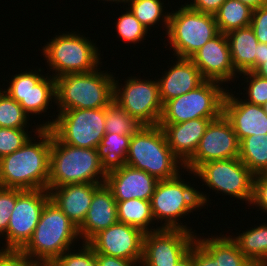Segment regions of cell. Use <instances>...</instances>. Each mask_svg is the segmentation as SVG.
Returning a JSON list of instances; mask_svg holds the SVG:
<instances>
[{
  "label": "cell",
  "mask_w": 267,
  "mask_h": 266,
  "mask_svg": "<svg viewBox=\"0 0 267 266\" xmlns=\"http://www.w3.org/2000/svg\"><path fill=\"white\" fill-rule=\"evenodd\" d=\"M36 135L38 140L31 136L21 148L0 159V186L48 190L52 131L40 128Z\"/></svg>",
  "instance_id": "6da1fadb"
},
{
  "label": "cell",
  "mask_w": 267,
  "mask_h": 266,
  "mask_svg": "<svg viewBox=\"0 0 267 266\" xmlns=\"http://www.w3.org/2000/svg\"><path fill=\"white\" fill-rule=\"evenodd\" d=\"M79 238L77 226L49 200L32 238L19 253L42 266H49L64 252L74 248L73 244Z\"/></svg>",
  "instance_id": "7a4b0ae2"
},
{
  "label": "cell",
  "mask_w": 267,
  "mask_h": 266,
  "mask_svg": "<svg viewBox=\"0 0 267 266\" xmlns=\"http://www.w3.org/2000/svg\"><path fill=\"white\" fill-rule=\"evenodd\" d=\"M183 173L171 179L159 180L151 198V212L154 221H160L159 228L182 229L193 232L180 219L197 209L208 208L209 195L199 192L194 184L182 179ZM180 221V223H179ZM164 222V223H163ZM163 223V224H162Z\"/></svg>",
  "instance_id": "3957f363"
},
{
  "label": "cell",
  "mask_w": 267,
  "mask_h": 266,
  "mask_svg": "<svg viewBox=\"0 0 267 266\" xmlns=\"http://www.w3.org/2000/svg\"><path fill=\"white\" fill-rule=\"evenodd\" d=\"M99 69L55 78L57 111L107 107L113 101L116 77Z\"/></svg>",
  "instance_id": "277c9868"
},
{
  "label": "cell",
  "mask_w": 267,
  "mask_h": 266,
  "mask_svg": "<svg viewBox=\"0 0 267 266\" xmlns=\"http://www.w3.org/2000/svg\"><path fill=\"white\" fill-rule=\"evenodd\" d=\"M125 164L143 170L158 180L171 179L184 168L183 163L168 146L159 125L141 126L130 139ZM182 167V168H180Z\"/></svg>",
  "instance_id": "5b68a950"
},
{
  "label": "cell",
  "mask_w": 267,
  "mask_h": 266,
  "mask_svg": "<svg viewBox=\"0 0 267 266\" xmlns=\"http://www.w3.org/2000/svg\"><path fill=\"white\" fill-rule=\"evenodd\" d=\"M106 175L97 149L61 143L52 133L48 187L77 183L105 184Z\"/></svg>",
  "instance_id": "8992f818"
},
{
  "label": "cell",
  "mask_w": 267,
  "mask_h": 266,
  "mask_svg": "<svg viewBox=\"0 0 267 266\" xmlns=\"http://www.w3.org/2000/svg\"><path fill=\"white\" fill-rule=\"evenodd\" d=\"M52 38L42 47V54L54 78L92 72L102 64L100 49L89 37L72 31Z\"/></svg>",
  "instance_id": "52a82bcc"
},
{
  "label": "cell",
  "mask_w": 267,
  "mask_h": 266,
  "mask_svg": "<svg viewBox=\"0 0 267 266\" xmlns=\"http://www.w3.org/2000/svg\"><path fill=\"white\" fill-rule=\"evenodd\" d=\"M219 33L213 14L192 10L185 4L170 12L166 35L174 57L190 58Z\"/></svg>",
  "instance_id": "ba28073f"
},
{
  "label": "cell",
  "mask_w": 267,
  "mask_h": 266,
  "mask_svg": "<svg viewBox=\"0 0 267 266\" xmlns=\"http://www.w3.org/2000/svg\"><path fill=\"white\" fill-rule=\"evenodd\" d=\"M38 126L49 128L61 143L96 149L105 135V107L58 111L56 118Z\"/></svg>",
  "instance_id": "9c48e42d"
},
{
  "label": "cell",
  "mask_w": 267,
  "mask_h": 266,
  "mask_svg": "<svg viewBox=\"0 0 267 266\" xmlns=\"http://www.w3.org/2000/svg\"><path fill=\"white\" fill-rule=\"evenodd\" d=\"M222 85L219 82L205 80L188 93L166 101L159 124L220 117L223 114V102L227 92V88Z\"/></svg>",
  "instance_id": "30bf717a"
},
{
  "label": "cell",
  "mask_w": 267,
  "mask_h": 266,
  "mask_svg": "<svg viewBox=\"0 0 267 266\" xmlns=\"http://www.w3.org/2000/svg\"><path fill=\"white\" fill-rule=\"evenodd\" d=\"M200 178L209 189L250 204L254 174L239 158L210 161L201 164L194 172L185 170Z\"/></svg>",
  "instance_id": "8fae6325"
},
{
  "label": "cell",
  "mask_w": 267,
  "mask_h": 266,
  "mask_svg": "<svg viewBox=\"0 0 267 266\" xmlns=\"http://www.w3.org/2000/svg\"><path fill=\"white\" fill-rule=\"evenodd\" d=\"M119 84V80L114 79L113 100L142 126L158 125L163 104L157 79L144 80L131 75L123 86Z\"/></svg>",
  "instance_id": "7c38bea8"
},
{
  "label": "cell",
  "mask_w": 267,
  "mask_h": 266,
  "mask_svg": "<svg viewBox=\"0 0 267 266\" xmlns=\"http://www.w3.org/2000/svg\"><path fill=\"white\" fill-rule=\"evenodd\" d=\"M49 200L45 189L24 190L17 197L0 252H19L28 243Z\"/></svg>",
  "instance_id": "4fadbf2b"
},
{
  "label": "cell",
  "mask_w": 267,
  "mask_h": 266,
  "mask_svg": "<svg viewBox=\"0 0 267 266\" xmlns=\"http://www.w3.org/2000/svg\"><path fill=\"white\" fill-rule=\"evenodd\" d=\"M41 71L39 68L12 75L8 88L3 90L21 105L28 116L48 112V106L56 101L55 78L49 73L44 76Z\"/></svg>",
  "instance_id": "5bb4252c"
},
{
  "label": "cell",
  "mask_w": 267,
  "mask_h": 266,
  "mask_svg": "<svg viewBox=\"0 0 267 266\" xmlns=\"http://www.w3.org/2000/svg\"><path fill=\"white\" fill-rule=\"evenodd\" d=\"M194 232L159 228L145 233L140 266H175L196 241Z\"/></svg>",
  "instance_id": "9a60e30c"
},
{
  "label": "cell",
  "mask_w": 267,
  "mask_h": 266,
  "mask_svg": "<svg viewBox=\"0 0 267 266\" xmlns=\"http://www.w3.org/2000/svg\"><path fill=\"white\" fill-rule=\"evenodd\" d=\"M240 141L230 121L222 114L211 120L194 155L184 169L194 172L201 164L210 161L239 158Z\"/></svg>",
  "instance_id": "2e32d148"
},
{
  "label": "cell",
  "mask_w": 267,
  "mask_h": 266,
  "mask_svg": "<svg viewBox=\"0 0 267 266\" xmlns=\"http://www.w3.org/2000/svg\"><path fill=\"white\" fill-rule=\"evenodd\" d=\"M145 233L134 226L117 222L95 234L87 243L95 253L137 261L143 257Z\"/></svg>",
  "instance_id": "e0dca14e"
},
{
  "label": "cell",
  "mask_w": 267,
  "mask_h": 266,
  "mask_svg": "<svg viewBox=\"0 0 267 266\" xmlns=\"http://www.w3.org/2000/svg\"><path fill=\"white\" fill-rule=\"evenodd\" d=\"M190 59L199 68L205 80L227 84L230 81L233 82L236 77L239 78L231 61L226 34L219 33L196 51Z\"/></svg>",
  "instance_id": "ac0fdd59"
},
{
  "label": "cell",
  "mask_w": 267,
  "mask_h": 266,
  "mask_svg": "<svg viewBox=\"0 0 267 266\" xmlns=\"http://www.w3.org/2000/svg\"><path fill=\"white\" fill-rule=\"evenodd\" d=\"M158 181L153 175L125 164L106 175L105 185L116 202L131 199L151 201Z\"/></svg>",
  "instance_id": "d6986e66"
},
{
  "label": "cell",
  "mask_w": 267,
  "mask_h": 266,
  "mask_svg": "<svg viewBox=\"0 0 267 266\" xmlns=\"http://www.w3.org/2000/svg\"><path fill=\"white\" fill-rule=\"evenodd\" d=\"M230 90L224 98L223 114L230 121L239 141L254 134H267V114L262 106L250 104L240 96L237 98Z\"/></svg>",
  "instance_id": "ffe728a7"
},
{
  "label": "cell",
  "mask_w": 267,
  "mask_h": 266,
  "mask_svg": "<svg viewBox=\"0 0 267 266\" xmlns=\"http://www.w3.org/2000/svg\"><path fill=\"white\" fill-rule=\"evenodd\" d=\"M102 184L77 183L48 187L50 200L79 228L90 208L94 192Z\"/></svg>",
  "instance_id": "44dd1931"
},
{
  "label": "cell",
  "mask_w": 267,
  "mask_h": 266,
  "mask_svg": "<svg viewBox=\"0 0 267 266\" xmlns=\"http://www.w3.org/2000/svg\"><path fill=\"white\" fill-rule=\"evenodd\" d=\"M174 62L157 80L162 104L188 93L205 81L199 68L190 58L176 57Z\"/></svg>",
  "instance_id": "7402d4cb"
},
{
  "label": "cell",
  "mask_w": 267,
  "mask_h": 266,
  "mask_svg": "<svg viewBox=\"0 0 267 266\" xmlns=\"http://www.w3.org/2000/svg\"><path fill=\"white\" fill-rule=\"evenodd\" d=\"M198 118L176 124H158L164 131L168 146L183 165L194 155L199 141L211 120Z\"/></svg>",
  "instance_id": "603a6c76"
},
{
  "label": "cell",
  "mask_w": 267,
  "mask_h": 266,
  "mask_svg": "<svg viewBox=\"0 0 267 266\" xmlns=\"http://www.w3.org/2000/svg\"><path fill=\"white\" fill-rule=\"evenodd\" d=\"M118 222L117 202L111 190L102 184L95 192L83 224L78 228L80 239L88 242L95 234Z\"/></svg>",
  "instance_id": "cb8c5ba5"
},
{
  "label": "cell",
  "mask_w": 267,
  "mask_h": 266,
  "mask_svg": "<svg viewBox=\"0 0 267 266\" xmlns=\"http://www.w3.org/2000/svg\"><path fill=\"white\" fill-rule=\"evenodd\" d=\"M231 61L238 74L255 71L258 43L252 27L246 26L226 34Z\"/></svg>",
  "instance_id": "d4e9b609"
},
{
  "label": "cell",
  "mask_w": 267,
  "mask_h": 266,
  "mask_svg": "<svg viewBox=\"0 0 267 266\" xmlns=\"http://www.w3.org/2000/svg\"><path fill=\"white\" fill-rule=\"evenodd\" d=\"M196 240L220 262L221 266H255L242 254L230 235H222L220 233L219 236L213 235L209 237L208 235V238L197 235Z\"/></svg>",
  "instance_id": "484cf974"
},
{
  "label": "cell",
  "mask_w": 267,
  "mask_h": 266,
  "mask_svg": "<svg viewBox=\"0 0 267 266\" xmlns=\"http://www.w3.org/2000/svg\"><path fill=\"white\" fill-rule=\"evenodd\" d=\"M132 134H105L97 146V153L106 174L125 165Z\"/></svg>",
  "instance_id": "4316f807"
},
{
  "label": "cell",
  "mask_w": 267,
  "mask_h": 266,
  "mask_svg": "<svg viewBox=\"0 0 267 266\" xmlns=\"http://www.w3.org/2000/svg\"><path fill=\"white\" fill-rule=\"evenodd\" d=\"M231 238L238 245L239 250L255 266H267V223L246 229ZM236 236V237H235Z\"/></svg>",
  "instance_id": "83f0119b"
},
{
  "label": "cell",
  "mask_w": 267,
  "mask_h": 266,
  "mask_svg": "<svg viewBox=\"0 0 267 266\" xmlns=\"http://www.w3.org/2000/svg\"><path fill=\"white\" fill-rule=\"evenodd\" d=\"M117 214L118 222L137 227L144 233L159 229L157 225V228L153 229L150 226L155 224L151 212V201L131 199L117 202Z\"/></svg>",
  "instance_id": "f1b7e54d"
},
{
  "label": "cell",
  "mask_w": 267,
  "mask_h": 266,
  "mask_svg": "<svg viewBox=\"0 0 267 266\" xmlns=\"http://www.w3.org/2000/svg\"><path fill=\"white\" fill-rule=\"evenodd\" d=\"M239 159L254 175L267 173V134L243 138Z\"/></svg>",
  "instance_id": "f546056e"
},
{
  "label": "cell",
  "mask_w": 267,
  "mask_h": 266,
  "mask_svg": "<svg viewBox=\"0 0 267 266\" xmlns=\"http://www.w3.org/2000/svg\"><path fill=\"white\" fill-rule=\"evenodd\" d=\"M252 11L248 5L238 0H226L214 14L219 32L228 34L233 30L249 26Z\"/></svg>",
  "instance_id": "4dcf8cb0"
},
{
  "label": "cell",
  "mask_w": 267,
  "mask_h": 266,
  "mask_svg": "<svg viewBox=\"0 0 267 266\" xmlns=\"http://www.w3.org/2000/svg\"><path fill=\"white\" fill-rule=\"evenodd\" d=\"M163 4L164 2L161 0H129L128 9L149 31L151 27L158 25L162 21L165 24L162 25L164 26L162 28H165L166 30L164 29V31L167 32L170 12L166 11V13L164 11L166 7Z\"/></svg>",
  "instance_id": "1f68e13d"
},
{
  "label": "cell",
  "mask_w": 267,
  "mask_h": 266,
  "mask_svg": "<svg viewBox=\"0 0 267 266\" xmlns=\"http://www.w3.org/2000/svg\"><path fill=\"white\" fill-rule=\"evenodd\" d=\"M141 126L116 101L105 107V134H134Z\"/></svg>",
  "instance_id": "d6a6232c"
},
{
  "label": "cell",
  "mask_w": 267,
  "mask_h": 266,
  "mask_svg": "<svg viewBox=\"0 0 267 266\" xmlns=\"http://www.w3.org/2000/svg\"><path fill=\"white\" fill-rule=\"evenodd\" d=\"M29 120L21 105L0 88V127L28 129Z\"/></svg>",
  "instance_id": "836d02e7"
},
{
  "label": "cell",
  "mask_w": 267,
  "mask_h": 266,
  "mask_svg": "<svg viewBox=\"0 0 267 266\" xmlns=\"http://www.w3.org/2000/svg\"><path fill=\"white\" fill-rule=\"evenodd\" d=\"M126 12L119 15L116 24V32L122 39V42H128L137 44L146 40V35L148 34V29L144 27L139 20L132 14V12L126 7Z\"/></svg>",
  "instance_id": "e575fe53"
},
{
  "label": "cell",
  "mask_w": 267,
  "mask_h": 266,
  "mask_svg": "<svg viewBox=\"0 0 267 266\" xmlns=\"http://www.w3.org/2000/svg\"><path fill=\"white\" fill-rule=\"evenodd\" d=\"M39 129L38 124L35 130L29 132L28 129L0 127V159L21 148L31 138L29 133L34 132L35 135Z\"/></svg>",
  "instance_id": "d590c367"
},
{
  "label": "cell",
  "mask_w": 267,
  "mask_h": 266,
  "mask_svg": "<svg viewBox=\"0 0 267 266\" xmlns=\"http://www.w3.org/2000/svg\"><path fill=\"white\" fill-rule=\"evenodd\" d=\"M81 245L82 247L80 246L81 249L78 248V251L67 250L49 266H98L93 248L87 242H83Z\"/></svg>",
  "instance_id": "8d00e7d4"
},
{
  "label": "cell",
  "mask_w": 267,
  "mask_h": 266,
  "mask_svg": "<svg viewBox=\"0 0 267 266\" xmlns=\"http://www.w3.org/2000/svg\"><path fill=\"white\" fill-rule=\"evenodd\" d=\"M239 75L245 79L241 85L247 84L245 88L243 87L246 91V99H243L244 101L260 106L267 102V78L261 77L253 71H247Z\"/></svg>",
  "instance_id": "74e56055"
},
{
  "label": "cell",
  "mask_w": 267,
  "mask_h": 266,
  "mask_svg": "<svg viewBox=\"0 0 267 266\" xmlns=\"http://www.w3.org/2000/svg\"><path fill=\"white\" fill-rule=\"evenodd\" d=\"M24 190L0 186V237L7 232L11 212L13 211L17 197Z\"/></svg>",
  "instance_id": "f35d334b"
},
{
  "label": "cell",
  "mask_w": 267,
  "mask_h": 266,
  "mask_svg": "<svg viewBox=\"0 0 267 266\" xmlns=\"http://www.w3.org/2000/svg\"><path fill=\"white\" fill-rule=\"evenodd\" d=\"M255 205L261 212L267 213V173L254 175L252 199L249 204Z\"/></svg>",
  "instance_id": "ab89813d"
},
{
  "label": "cell",
  "mask_w": 267,
  "mask_h": 266,
  "mask_svg": "<svg viewBox=\"0 0 267 266\" xmlns=\"http://www.w3.org/2000/svg\"><path fill=\"white\" fill-rule=\"evenodd\" d=\"M257 40L267 44V5L261 6L252 11L250 22Z\"/></svg>",
  "instance_id": "60d3db41"
},
{
  "label": "cell",
  "mask_w": 267,
  "mask_h": 266,
  "mask_svg": "<svg viewBox=\"0 0 267 266\" xmlns=\"http://www.w3.org/2000/svg\"><path fill=\"white\" fill-rule=\"evenodd\" d=\"M193 265L194 266H221L197 240L193 244Z\"/></svg>",
  "instance_id": "b9f144b4"
},
{
  "label": "cell",
  "mask_w": 267,
  "mask_h": 266,
  "mask_svg": "<svg viewBox=\"0 0 267 266\" xmlns=\"http://www.w3.org/2000/svg\"><path fill=\"white\" fill-rule=\"evenodd\" d=\"M0 266H42L19 252H0Z\"/></svg>",
  "instance_id": "7bdbcfd3"
},
{
  "label": "cell",
  "mask_w": 267,
  "mask_h": 266,
  "mask_svg": "<svg viewBox=\"0 0 267 266\" xmlns=\"http://www.w3.org/2000/svg\"><path fill=\"white\" fill-rule=\"evenodd\" d=\"M225 1L226 0H191L190 4L189 2H185L184 4L192 10L214 15Z\"/></svg>",
  "instance_id": "ee69618b"
},
{
  "label": "cell",
  "mask_w": 267,
  "mask_h": 266,
  "mask_svg": "<svg viewBox=\"0 0 267 266\" xmlns=\"http://www.w3.org/2000/svg\"><path fill=\"white\" fill-rule=\"evenodd\" d=\"M98 266H140L137 261L126 260L123 258L108 256L105 254L96 253Z\"/></svg>",
  "instance_id": "f6af8a7d"
},
{
  "label": "cell",
  "mask_w": 267,
  "mask_h": 266,
  "mask_svg": "<svg viewBox=\"0 0 267 266\" xmlns=\"http://www.w3.org/2000/svg\"><path fill=\"white\" fill-rule=\"evenodd\" d=\"M267 59V44L258 43L257 58L255 61V70L261 65V60Z\"/></svg>",
  "instance_id": "bcb514c9"
},
{
  "label": "cell",
  "mask_w": 267,
  "mask_h": 266,
  "mask_svg": "<svg viewBox=\"0 0 267 266\" xmlns=\"http://www.w3.org/2000/svg\"><path fill=\"white\" fill-rule=\"evenodd\" d=\"M175 266H194L193 265V245L189 252Z\"/></svg>",
  "instance_id": "7dc6e473"
},
{
  "label": "cell",
  "mask_w": 267,
  "mask_h": 266,
  "mask_svg": "<svg viewBox=\"0 0 267 266\" xmlns=\"http://www.w3.org/2000/svg\"><path fill=\"white\" fill-rule=\"evenodd\" d=\"M245 5H248L251 9H257L261 6L267 5V0H238Z\"/></svg>",
  "instance_id": "c3c4849f"
},
{
  "label": "cell",
  "mask_w": 267,
  "mask_h": 266,
  "mask_svg": "<svg viewBox=\"0 0 267 266\" xmlns=\"http://www.w3.org/2000/svg\"><path fill=\"white\" fill-rule=\"evenodd\" d=\"M255 74L267 78V59L261 60V65L254 71Z\"/></svg>",
  "instance_id": "681fc988"
},
{
  "label": "cell",
  "mask_w": 267,
  "mask_h": 266,
  "mask_svg": "<svg viewBox=\"0 0 267 266\" xmlns=\"http://www.w3.org/2000/svg\"><path fill=\"white\" fill-rule=\"evenodd\" d=\"M103 1H109V2H115V3H117V4H119V3H124V4H126V3H128V1L129 0H103Z\"/></svg>",
  "instance_id": "f907efd6"
},
{
  "label": "cell",
  "mask_w": 267,
  "mask_h": 266,
  "mask_svg": "<svg viewBox=\"0 0 267 266\" xmlns=\"http://www.w3.org/2000/svg\"><path fill=\"white\" fill-rule=\"evenodd\" d=\"M264 112L267 114V102L262 105Z\"/></svg>",
  "instance_id": "816d5d0a"
}]
</instances>
